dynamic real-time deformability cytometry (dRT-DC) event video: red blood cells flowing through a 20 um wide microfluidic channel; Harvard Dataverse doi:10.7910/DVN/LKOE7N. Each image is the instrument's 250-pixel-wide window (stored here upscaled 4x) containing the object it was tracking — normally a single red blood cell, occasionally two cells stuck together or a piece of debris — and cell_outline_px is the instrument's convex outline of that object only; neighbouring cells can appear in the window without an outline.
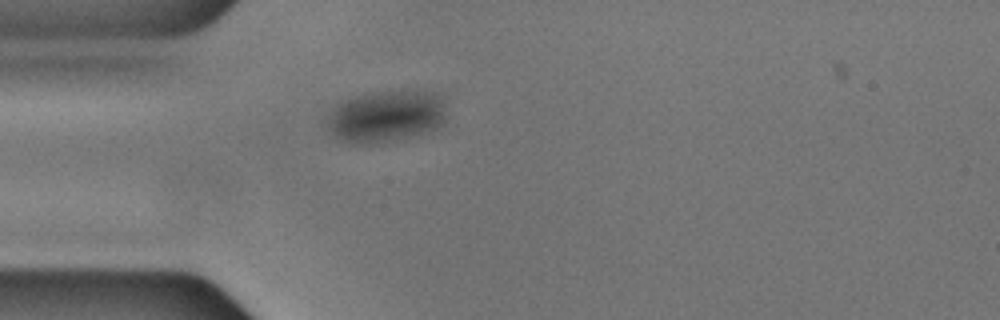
{"species": "common noctule bat (a hibernating species)", "species_latin": "Nyctalus noctula", "temperature_condition": "cold", "stored_images_in_passage": 29, "camera_frame_rate_fps": 3000, "um_per_image_px": 0.085, "animal": {"sex": "male", "body_mass_g": 17.9, "forearm_length_mm": 54.2}, "frame": {"image": 1, "passage_image": 1, "time_ms": 0.0, "image_size_px": [1000, 320], "cell_outline_px": [[444, 120], [436, 128], [404, 140], [376, 144], [352, 144], [336, 136], [328, 128], [328, 120], [332, 108], [344, 100], [356, 96], [380, 92], [420, 88], [436, 92], [440, 96], [444, 116]], "centroid_in_image_um": [32.84, 9.88], "position_along_channel_um": 52.2, "area_um2": 36.36}}
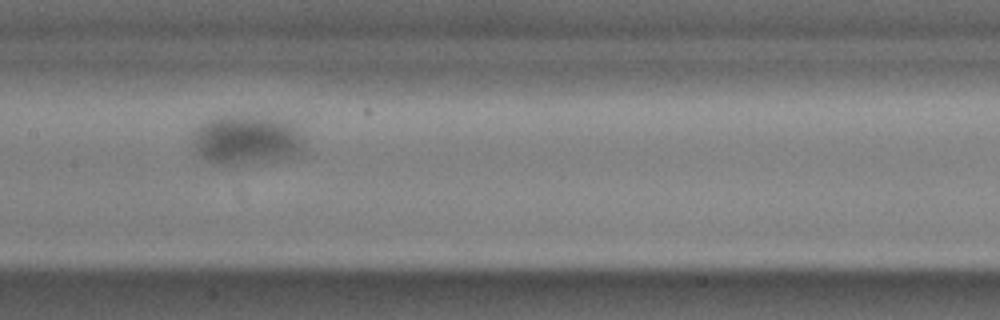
{"frame": {"image": 2, "passage_image": 13, "time_ms": 4.0, "image_size_px": [1000, 320], "cell_outline_px": [[304, 140], [300, 156], [280, 160], [236, 168], [216, 164], [200, 156], [192, 148], [192, 132], [200, 124], [216, 116], [232, 112], [260, 112], [292, 120], [296, 124]], "centroid_in_image_um": [21.0, 11.84], "position_along_channel_um": 186.4, "area_um2": 35.43}}
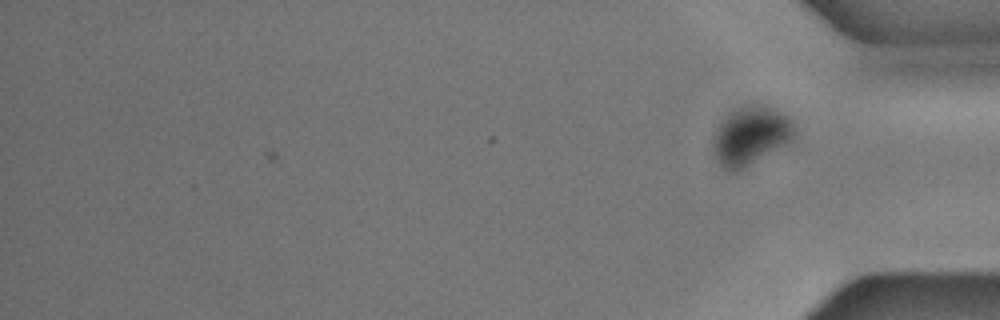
{"frame": {"image": 3, "passage_image": 29, "time_ms": 9.333, "image_size_px": [1000, 320], "cell_outline_px": [[796, 136], [792, 140], [736, 172], [732, 172], [724, 168], [720, 164], [712, 152], [712, 144], [716, 132], [720, 124], [732, 112], [748, 104], [752, 104], [772, 108], [784, 112], [792, 116], [796, 128]], "centroid_in_image_um": [63.86, 11.53], "position_along_channel_um": 371.3, "area_um2": 27.46}}